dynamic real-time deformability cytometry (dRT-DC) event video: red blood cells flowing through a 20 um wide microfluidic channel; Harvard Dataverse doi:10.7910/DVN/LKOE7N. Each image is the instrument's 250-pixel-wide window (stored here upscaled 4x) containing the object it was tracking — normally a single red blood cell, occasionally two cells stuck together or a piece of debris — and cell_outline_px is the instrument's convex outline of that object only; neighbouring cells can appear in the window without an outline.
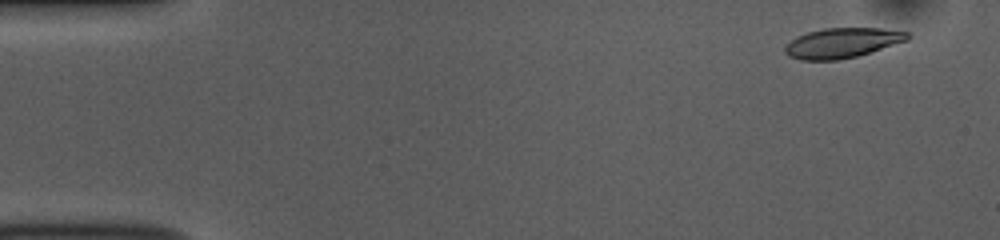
{"species": "common noctule bat (a hibernating species)", "species_latin": "Nyctalus noctula", "temperature_condition": "room temperature", "stored_images_in_passage": 54, "camera_frame_rate_fps": 3000, "um_per_image_px": 0.085, "animal": {"sex": "female", "body_mass_g": 10.0, "forearm_length_mm": 53.1}, "frame": {"image": 1, "passage_image": 4, "time_ms": 1.0, "image_size_px": [1000, 240], "cell_outline_px": [[912, 36], [908, 40], [872, 52], [856, 56], [836, 60], [800, 60], [788, 56], [784, 52], [784, 48], [796, 36], [808, 32], [824, 28], [880, 28], [908, 32]], "centroid_in_image_um": [71.6, 3.65], "position_along_channel_um": 13.4, "area_um2": 21.44}}
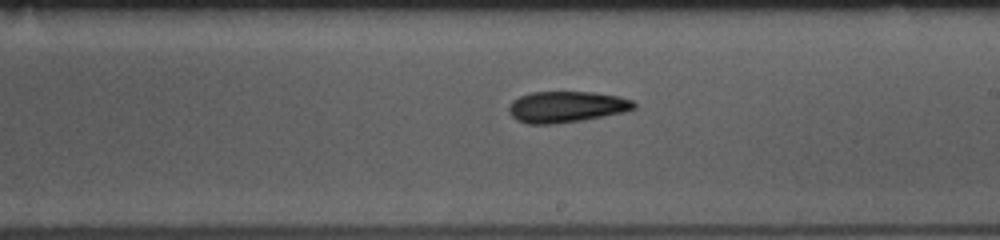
{"frame": {"image": 2, "passage_image": 31, "time_ms": 10.0, "image_size_px": [1000, 240], "cell_outline_px": [[636, 108], [624, 112], [584, 120], [552, 124], [528, 124], [516, 120], [508, 112], [508, 104], [512, 100], [520, 96], [532, 92], [596, 92], [620, 96], [632, 100], [636, 104]], "centroid_in_image_um": [48.14, 9.08], "position_along_channel_um": 240.9, "area_um2": 23.0}}
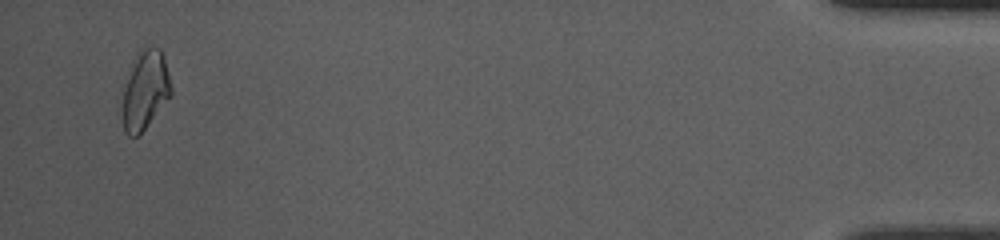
{"frame": {"image": 3, "passage_image": 52, "time_ms": 17.0, "image_size_px": [1000, 240], "cell_outline_px": [[172, 96], [140, 136], [128, 136], [124, 132], [124, 76], [136, 52], [140, 48], [160, 48], [164, 60], [172, 88]], "centroid_in_image_um": [12.33, 7.66], "position_along_channel_um": 422.9, "area_um2": 22.72}, "authors_computed_cell_mechanics": {"area_um2": 22.2241, "velocity_mm_per_s": 3.7577, "shape_relaxation_time_tau1_ms": 6.1801, "shape_relaxation_time_tau2_ms": 4.0775, "deformation_change_tau1": 0.153, "deformation_change_tau2": 0.1269}}